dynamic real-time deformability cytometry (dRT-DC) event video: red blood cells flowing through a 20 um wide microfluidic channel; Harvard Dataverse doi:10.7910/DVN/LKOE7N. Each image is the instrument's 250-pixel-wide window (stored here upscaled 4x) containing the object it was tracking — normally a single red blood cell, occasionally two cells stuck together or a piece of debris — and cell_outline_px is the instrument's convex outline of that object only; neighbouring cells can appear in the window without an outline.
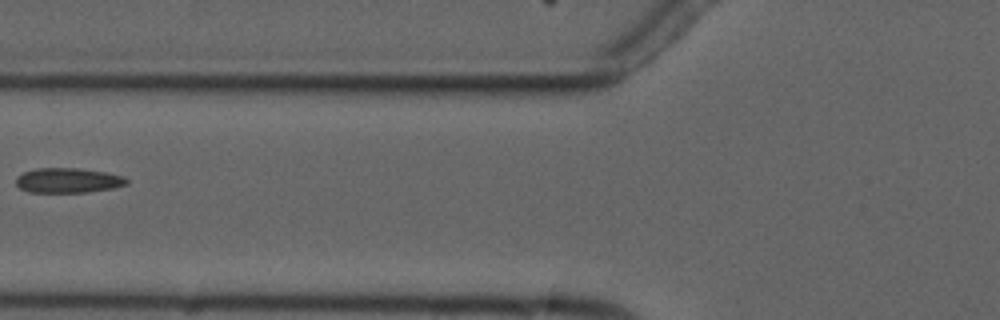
{"species": "common noctule bat (a hibernating species)", "species_latin": "Nyctalus noctula", "temperature_condition": "cold", "stored_images_in_passage": 5, "camera_frame_rate_fps": 3000, "um_per_image_px": 0.085, "animal": {"sex": "male", "forearm_length_mm": 52.5}, "frame": {"image": 1, "passage_image": 5, "time_ms": 6.333, "image_size_px": [1000, 320], "cell_outline_px": [[128, 184], [112, 188], [88, 192], [28, 192], [20, 188], [16, 184], [16, 176], [24, 172], [36, 168], [76, 168], [108, 172], [124, 176], [128, 180]], "centroid_in_image_um": [5.79, 15.33], "position_along_channel_um": 120.0, "area_um2": 16.13}}